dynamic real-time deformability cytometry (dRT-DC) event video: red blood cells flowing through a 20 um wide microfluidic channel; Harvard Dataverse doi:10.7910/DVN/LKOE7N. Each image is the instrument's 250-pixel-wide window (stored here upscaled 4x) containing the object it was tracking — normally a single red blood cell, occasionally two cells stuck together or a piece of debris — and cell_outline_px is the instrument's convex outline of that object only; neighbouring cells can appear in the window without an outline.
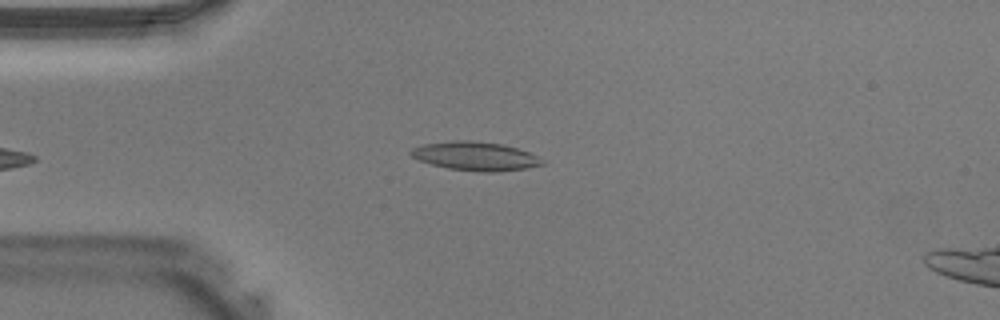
{"species": "Egyptian fruit bat (a non-hibernating species)", "species_latin": "Rousettus aegyptiacus", "temperature_condition": "warm", "stored_images_in_passage": 29, "camera_frame_rate_fps": 3000, "um_per_image_px": 0.085, "animal": {"sex": "male"}, "frame": {"image": 1, "passage_image": 1, "time_ms": 0.0, "image_size_px": [1000, 320], "cell_outline_px": [[544, 164], [528, 168], [496, 172], [480, 172], [448, 168], [432, 164], [420, 160], [412, 156], [408, 152], [412, 148], [424, 144], [452, 140], [472, 140], [504, 144], [528, 152], [536, 156]], "centroid_in_image_um": [40.38, 13.26], "position_along_channel_um": 44.6, "area_um2": 21.91}}
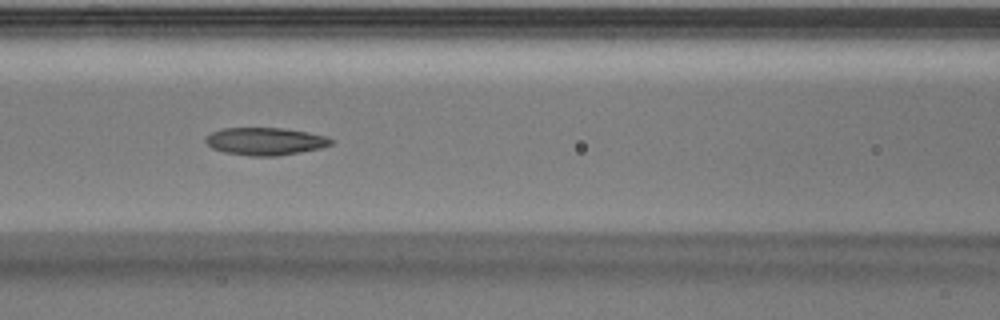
{"frame": {"image": 2, "passage_image": 8, "time_ms": 2.333, "image_size_px": [1000, 320], "cell_outline_px": [[332, 144], [320, 148], [300, 152], [276, 156], [248, 156], [224, 152], [212, 148], [204, 140], [212, 132], [220, 128], [284, 128], [308, 132], [328, 136], [332, 140]], "centroid_in_image_um": [22.55, 12.01], "position_along_channel_um": 144.1, "area_um2": 20.17}}
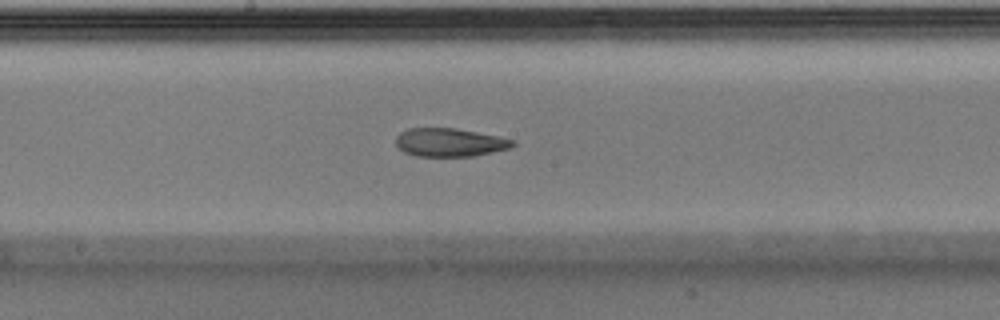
{"frame": {"image": 3, "passage_image": 12, "time_ms": 3.667, "image_size_px": [1000, 320], "cell_outline_px": [[516, 144], [512, 148], [472, 156], [416, 156], [404, 152], [396, 144], [396, 136], [400, 132], [408, 128], [456, 128], [516, 140]], "centroid_in_image_um": [38.23, 12.1], "position_along_channel_um": 210.0, "area_um2": 19.31}}